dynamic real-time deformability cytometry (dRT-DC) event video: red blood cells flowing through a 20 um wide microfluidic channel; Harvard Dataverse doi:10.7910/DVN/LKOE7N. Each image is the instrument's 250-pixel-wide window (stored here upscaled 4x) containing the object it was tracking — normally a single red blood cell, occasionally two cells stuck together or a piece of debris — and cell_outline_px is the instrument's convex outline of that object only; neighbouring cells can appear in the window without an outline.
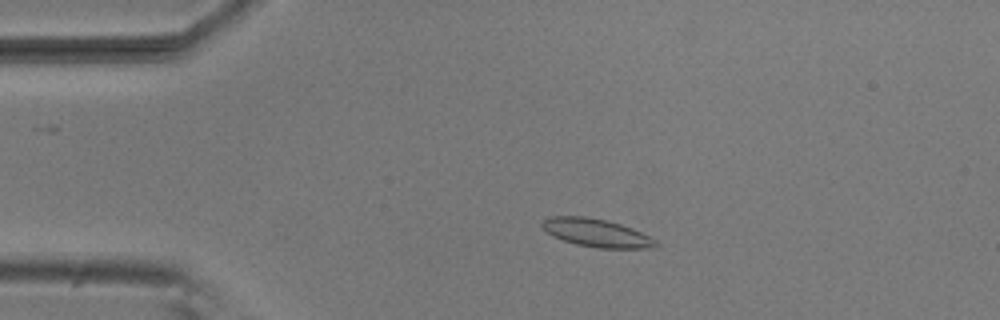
{"species": "common noctule bat (a hibernating species)", "species_latin": "Nyctalus noctula", "temperature_condition": "room temperature", "stored_images_in_passage": 4, "camera_frame_rate_fps": 3000, "um_per_image_px": 0.085, "animal": {"sex": "male", "body_mass_g": 20.5, "forearm_length_mm": 52.5}, "frame": {"image": 1, "passage_image": 3, "time_ms": 0.667, "image_size_px": [1000, 320], "cell_outline_px": [[660, 244], [656, 248], [596, 248], [576, 244], [552, 236], [540, 224], [544, 220], [552, 216], [584, 216], [604, 220], [620, 224], [632, 228], [656, 240]], "centroid_in_image_um": [50.72, 19.8], "position_along_channel_um": 34.3, "area_um2": 18.44}}